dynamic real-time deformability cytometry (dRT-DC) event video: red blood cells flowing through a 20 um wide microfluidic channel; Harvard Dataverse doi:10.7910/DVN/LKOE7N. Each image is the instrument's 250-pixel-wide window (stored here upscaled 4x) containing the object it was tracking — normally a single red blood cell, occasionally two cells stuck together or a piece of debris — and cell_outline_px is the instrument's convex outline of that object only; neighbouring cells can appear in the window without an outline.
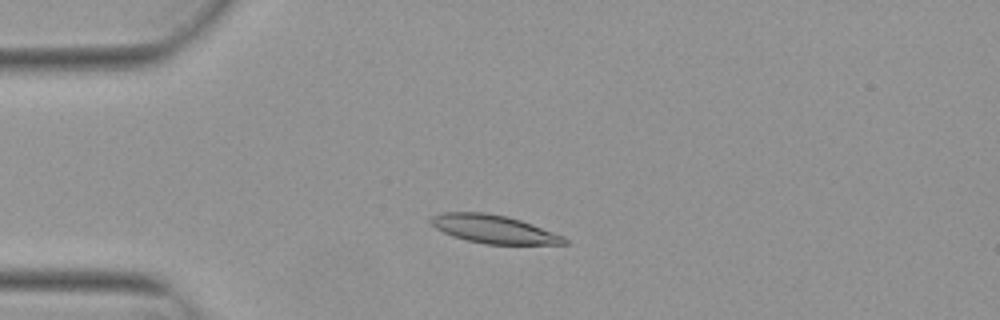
{"species": "Egyptian fruit bat (a non-hibernating species)", "species_latin": "Rousettus aegyptiacus", "temperature_condition": "warm", "stored_images_in_passage": 46, "camera_frame_rate_fps": 3000, "um_per_image_px": 0.085, "animal": {"sex": "female"}, "frame": {"image": 1, "passage_image": 7, "time_ms": 2.0, "image_size_px": [1000, 320], "cell_outline_px": [[568, 244], [484, 244], [452, 236], [436, 228], [428, 220], [432, 216], [444, 212], [484, 212], [504, 216], [520, 220], [532, 224], [564, 236], [568, 240]], "centroid_in_image_um": [41.97, 19.48], "position_along_channel_um": 43.0, "area_um2": 21.79}}
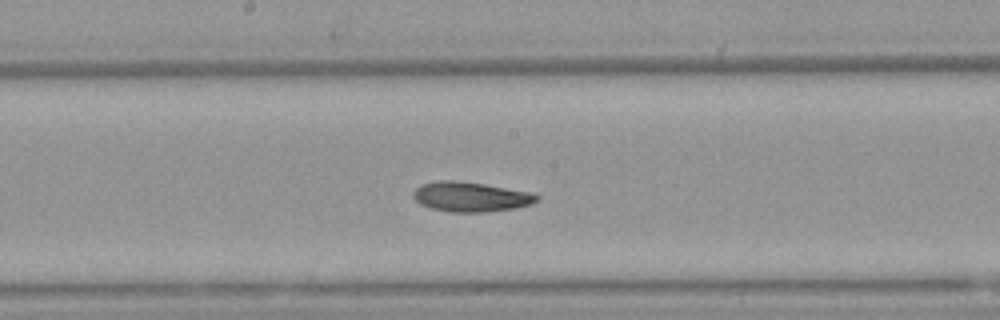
{"frame": {"image": 2, "passage_image": 22, "time_ms": 7.0, "image_size_px": [1000, 320], "cell_outline_px": [[540, 200], [532, 204], [516, 208], [484, 212], [452, 212], [432, 208], [420, 204], [412, 196], [412, 192], [420, 184], [436, 180], [452, 180], [484, 184], [528, 192], [540, 196]], "centroid_in_image_um": [39.99, 16.72], "position_along_channel_um": 208.2, "area_um2": 21.44}}
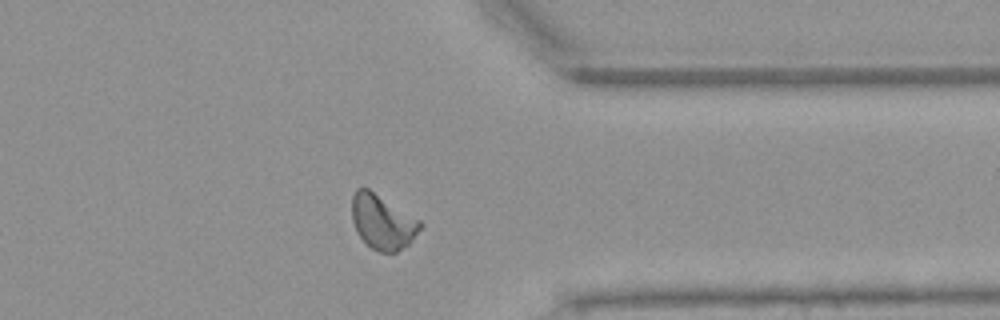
{"frame": {"image": 3, "passage_image": 36, "time_ms": 11.667, "image_size_px": [1000, 320], "cell_outline_px": [[424, 224], [412, 240], [408, 244], [396, 252], [380, 252], [372, 248], [356, 232], [352, 220], [352, 196], [356, 188], [368, 188], [420, 220]], "centroid_in_image_um": [32.51, 18.85], "position_along_channel_um": 378.9, "area_um2": 21.56}, "authors_computed_cell_mechanics": {"area_um2": 21.1259, "velocity_mm_per_s": 3.8137, "shape_relaxation_time_tau1_ms": null, "shape_relaxation_time_tau2_ms": 5.0524, "deformation_change_tau1": null, "deformation_change_tau2": 0.1132}}